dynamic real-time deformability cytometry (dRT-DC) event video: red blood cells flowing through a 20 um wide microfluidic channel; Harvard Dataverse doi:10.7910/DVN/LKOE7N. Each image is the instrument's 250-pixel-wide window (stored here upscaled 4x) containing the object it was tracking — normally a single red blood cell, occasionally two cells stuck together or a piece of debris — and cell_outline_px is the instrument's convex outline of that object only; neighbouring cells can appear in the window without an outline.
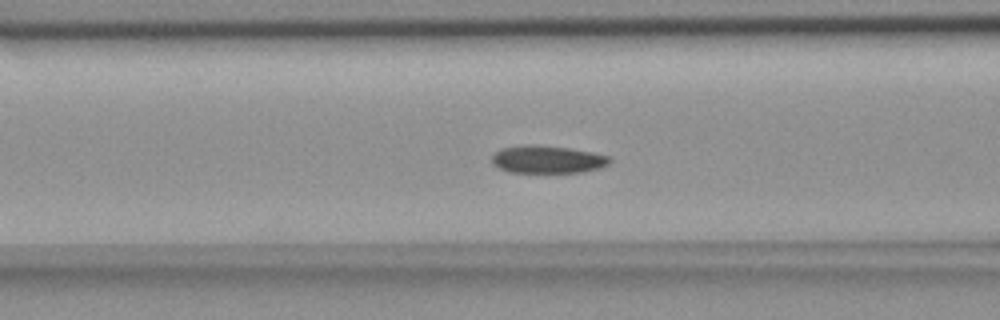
{"species": "common noctule bat (a hibernating species)", "species_latin": "Nyctalus noctula", "temperature_condition": "room temperature", "stored_images_in_passage": 41, "camera_frame_rate_fps": 3000, "um_per_image_px": 0.085, "animal": {"sex": "female", "body_mass_g": 18.4}, "frame": {"image": 1, "passage_image": 6, "time_ms": 1.667, "image_size_px": [1000, 320], "cell_outline_px": [[612, 160], [608, 164], [600, 168], [580, 172], [508, 172], [492, 164], [492, 156], [496, 152], [504, 148], [528, 144], [536, 144], [568, 148], [592, 152], [608, 156]], "centroid_in_image_um": [46.53, 13.55], "position_along_channel_um": 120.1, "area_um2": 18.84}}
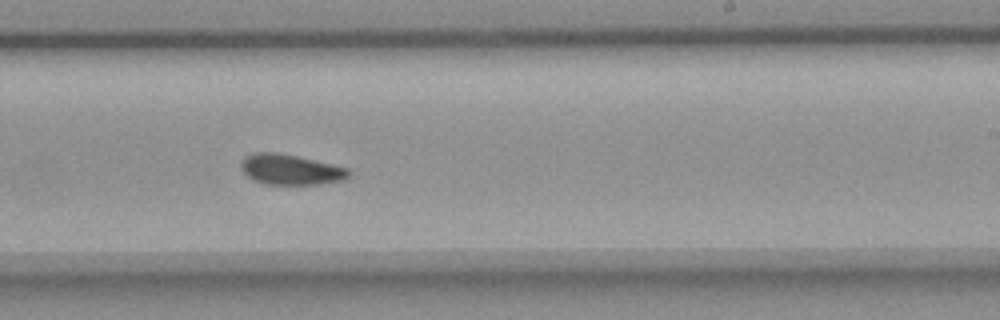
{"frame": {"image": 2, "passage_image": 18, "time_ms": 5.667, "image_size_px": [1000, 320], "cell_outline_px": [[352, 172], [344, 180], [320, 184], [264, 184], [252, 180], [240, 168], [240, 160], [244, 156], [252, 152], [276, 152], [296, 156], [348, 168]], "centroid_in_image_um": [24.65, 14.41], "position_along_channel_um": 264.4, "area_um2": 19.19}}
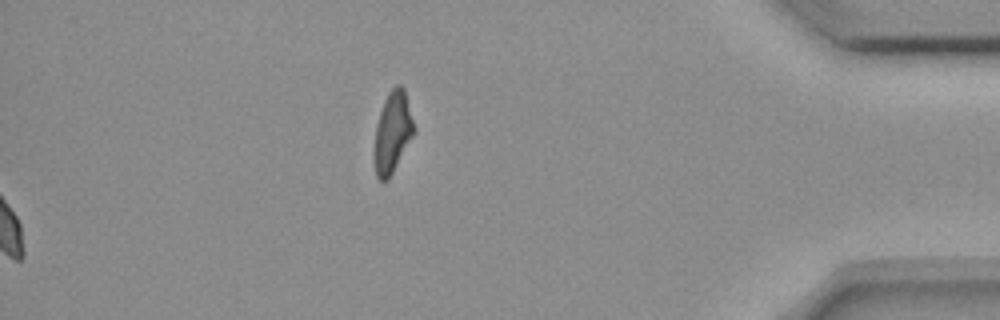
{"frame": {"image": 3, "passage_image": 41, "time_ms": 13.333, "image_size_px": [1000, 320], "cell_outline_px": [[416, 128], [412, 136], [388, 180], [380, 180], [376, 176], [372, 160], [372, 148], [376, 124], [384, 100], [388, 92], [396, 84], [400, 84], [404, 88]], "centroid_in_image_um": [33.32, 11.24], "position_along_channel_um": 401.9, "area_um2": 19.07}, "authors_computed_cell_mechanics": {"area_um2": 19.1896, "velocity_mm_per_s": 3.6151, "shape_relaxation_time_tau1_ms": 11.296, "shape_relaxation_time_tau2_ms": 3.183, "deformation_change_tau1": 0.1291, "deformation_change_tau2": 0.0717}}